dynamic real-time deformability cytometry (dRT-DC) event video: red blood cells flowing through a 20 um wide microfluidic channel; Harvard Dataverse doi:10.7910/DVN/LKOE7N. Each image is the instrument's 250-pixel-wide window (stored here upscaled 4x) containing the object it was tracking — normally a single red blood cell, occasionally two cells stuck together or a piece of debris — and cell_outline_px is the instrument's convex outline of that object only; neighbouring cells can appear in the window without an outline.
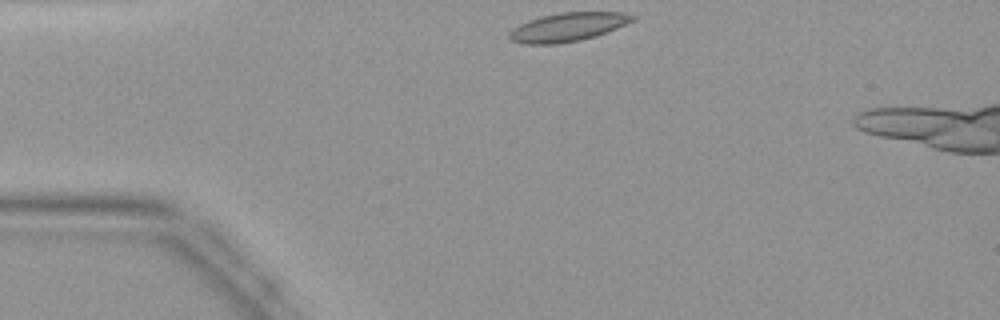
{"species": "common noctule bat (a hibernating species)", "species_latin": "Nyctalus noctula", "temperature_condition": "warm", "stored_images_in_passage": 30, "camera_frame_rate_fps": 3000, "um_per_image_px": 0.085, "animal": {"sex": "female", "body_mass_g": 19.9}, "frame": {"image": 1, "passage_image": 1, "time_ms": 0.0, "image_size_px": [1000, 320], "cell_outline_px": [[636, 20], [596, 36], [580, 40], [556, 44], [524, 44], [512, 40], [508, 36], [508, 32], [512, 28], [528, 20], [540, 16], [560, 12], [624, 12], [636, 16]], "centroid_in_image_um": [48.26, 2.29], "position_along_channel_um": 36.7, "area_um2": 20.69}}
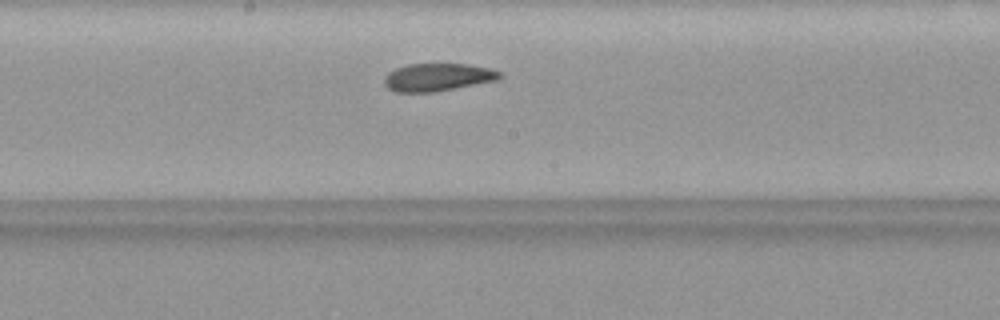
{"frame": {"image": 2, "passage_image": 15, "time_ms": 4.667, "image_size_px": [1000, 320], "cell_outline_px": [[500, 76], [496, 80], [432, 92], [396, 92], [388, 88], [384, 84], [384, 80], [388, 72], [396, 68], [408, 64], [468, 64], [488, 68], [500, 72]], "centroid_in_image_um": [37.14, 6.56], "position_along_channel_um": 211.1, "area_um2": 18.32}}
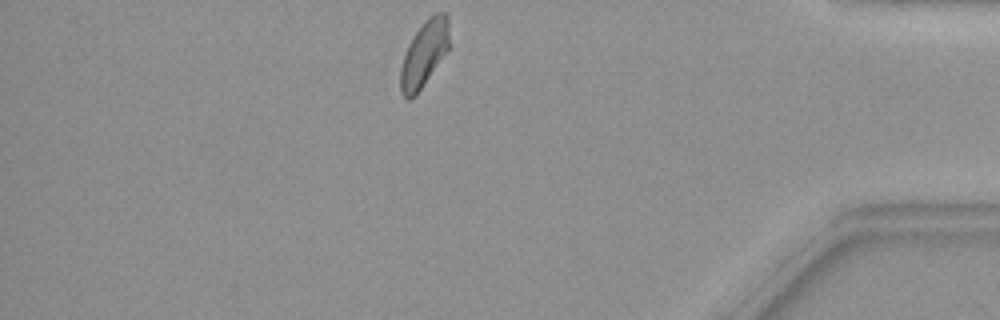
{"frame": {"image": 3, "passage_image": 30, "time_ms": 9.667, "image_size_px": [1000, 320], "cell_outline_px": [[448, 48], [416, 96], [412, 100], [408, 100], [400, 92], [400, 68], [408, 44], [424, 20], [428, 16], [436, 12], [444, 12], [448, 16]], "centroid_in_image_um": [36.02, 4.58], "position_along_channel_um": 399.2, "area_um2": 18.55}}